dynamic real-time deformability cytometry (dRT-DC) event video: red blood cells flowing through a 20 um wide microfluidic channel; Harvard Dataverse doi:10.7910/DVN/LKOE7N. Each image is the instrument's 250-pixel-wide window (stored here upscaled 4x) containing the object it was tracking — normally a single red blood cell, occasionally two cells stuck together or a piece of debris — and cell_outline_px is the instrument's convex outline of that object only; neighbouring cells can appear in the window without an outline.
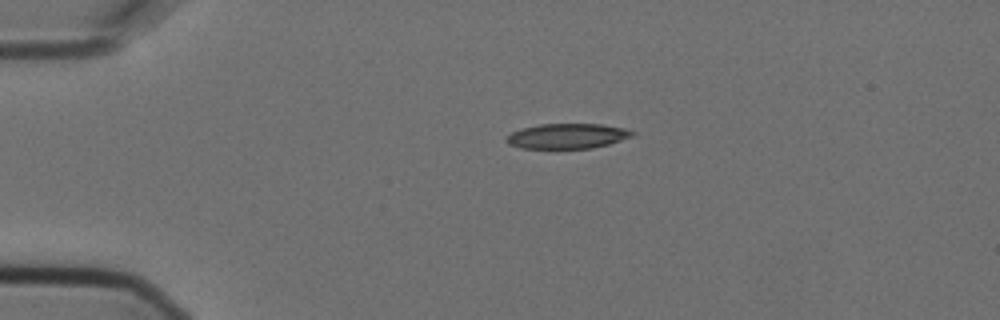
{"species": "Egyptian fruit bat (a non-hibernating species)", "species_latin": "Rousettus aegyptiacus", "temperature_condition": "cold", "stored_images_in_passage": 2, "camera_frame_rate_fps": 3000, "um_per_image_px": 0.085, "animal": {"sex": "female"}, "frame": {"image": 1, "passage_image": 1, "time_ms": 0.0, "image_size_px": [1000, 320], "cell_outline_px": [[636, 136], [608, 144], [592, 148], [520, 148], [508, 144], [504, 140], [504, 136], [512, 132], [524, 128], [540, 124], [600, 124], [624, 128], [636, 132]], "centroid_in_image_um": [48.22, 11.57], "position_along_channel_um": 36.8, "area_um2": 18.5}}